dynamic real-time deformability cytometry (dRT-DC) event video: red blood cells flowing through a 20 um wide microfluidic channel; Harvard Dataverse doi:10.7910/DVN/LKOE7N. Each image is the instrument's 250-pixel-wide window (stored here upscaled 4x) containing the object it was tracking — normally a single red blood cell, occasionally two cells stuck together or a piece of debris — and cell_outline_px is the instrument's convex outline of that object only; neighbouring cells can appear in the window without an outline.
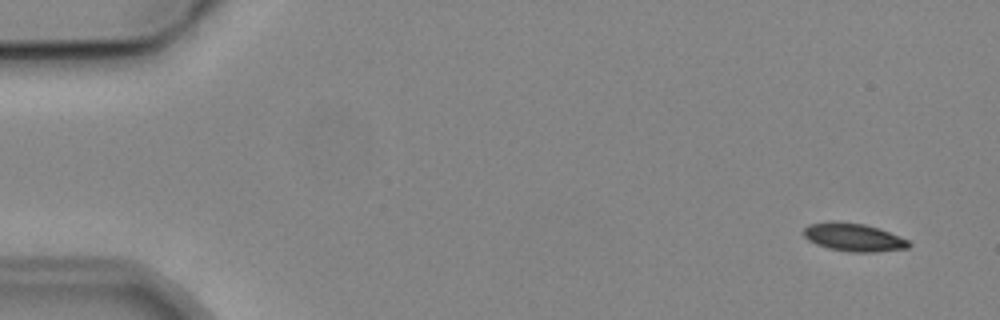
{"species": "common noctule bat (a hibernating species)", "species_latin": "Nyctalus noctula", "temperature_condition": "cold", "stored_images_in_passage": 6, "camera_frame_rate_fps": 3000, "um_per_image_px": 0.085, "animal": {"sex": "male", "body_mass_g": 19.2, "forearm_length_mm": 51.8}, "frame": {"image": 1, "passage_image": 1, "time_ms": 0.0, "image_size_px": [1000, 320], "cell_outline_px": [[912, 244], [908, 248], [876, 252], [848, 252], [828, 248], [816, 244], [808, 240], [804, 236], [804, 228], [808, 224], [828, 220], [836, 220], [864, 224], [880, 228], [908, 240]], "centroid_in_image_um": [72.53, 20.15], "position_along_channel_um": 12.5, "area_um2": 17.51}}
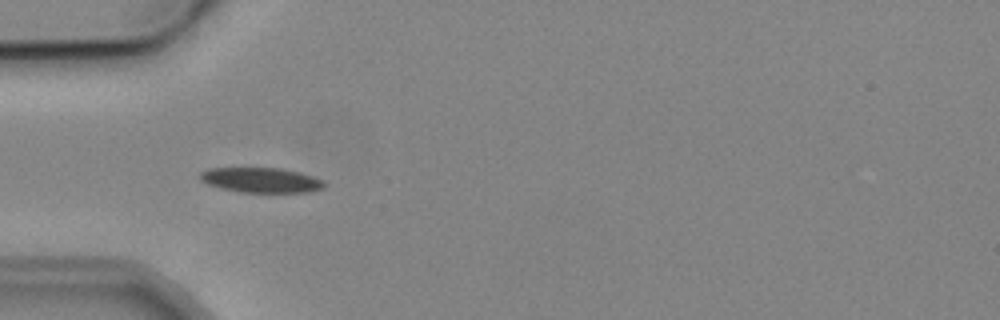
{"frame": {"image": 2, "passage_image": 5, "time_ms": 4.667, "image_size_px": [1000, 320], "cell_outline_px": [[324, 188], [308, 192], [240, 192], [220, 188], [208, 184], [200, 180], [200, 172], [208, 168], [280, 168], [312, 176], [320, 180], [324, 184]], "centroid_in_image_um": [22.13, 15.31], "position_along_channel_um": 62.9, "area_um2": 17.86}}